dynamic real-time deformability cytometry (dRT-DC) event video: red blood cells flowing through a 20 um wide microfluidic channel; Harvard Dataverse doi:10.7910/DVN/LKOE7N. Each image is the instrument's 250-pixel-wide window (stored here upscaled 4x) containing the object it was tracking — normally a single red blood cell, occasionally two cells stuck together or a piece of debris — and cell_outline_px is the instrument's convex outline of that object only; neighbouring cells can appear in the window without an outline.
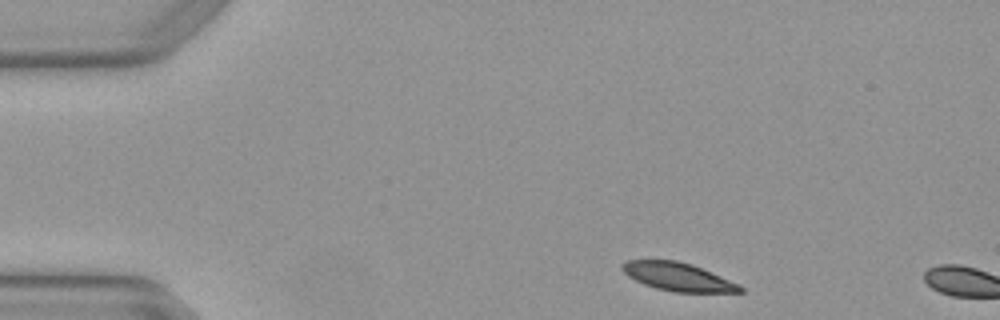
{"species": "Egyptian fruit bat (a non-hibernating species)", "species_latin": "Rousettus aegyptiacus", "temperature_condition": "warm", "stored_images_in_passage": 2, "camera_frame_rate_fps": 3000, "um_per_image_px": 0.085, "animal": {"sex": "female"}, "frame": {"image": 1, "passage_image": 1, "time_ms": 0.0, "image_size_px": [1000, 320], "cell_outline_px": [[744, 292], [672, 292], [656, 288], [644, 284], [628, 276], [620, 268], [620, 264], [628, 260], [676, 260], [692, 264], [740, 284], [744, 288]], "centroid_in_image_um": [57.63, 23.52], "position_along_channel_um": 27.4, "area_um2": 19.42}}